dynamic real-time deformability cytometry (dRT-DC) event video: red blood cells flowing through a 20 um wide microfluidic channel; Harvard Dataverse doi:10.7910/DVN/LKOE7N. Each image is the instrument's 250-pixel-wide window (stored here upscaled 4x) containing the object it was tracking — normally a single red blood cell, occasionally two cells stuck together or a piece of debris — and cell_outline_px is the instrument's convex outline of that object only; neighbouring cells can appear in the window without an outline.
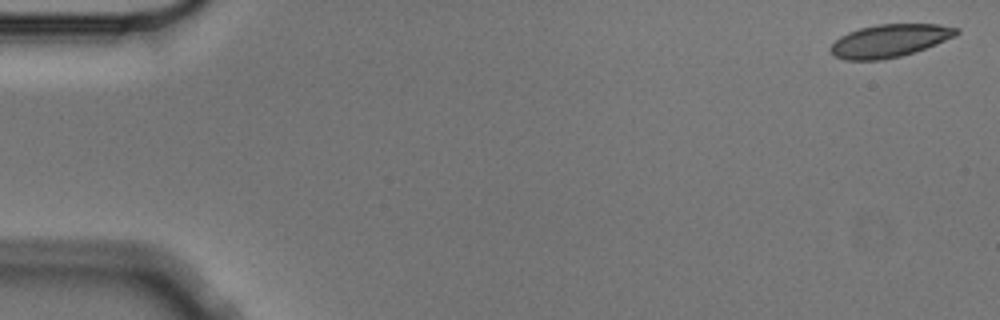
{"species": "Egyptian fruit bat (a non-hibernating species)", "species_latin": "Rousettus aegyptiacus", "temperature_condition": "cold", "stored_images_in_passage": 6, "segment_of_instrument_passage": [2, 2], "camera_frame_rate_fps": 3000, "um_per_image_px": 0.085, "animal": {"sex": "male"}, "frame": {"image": 1, "passage_image": 6, "time_ms": 1.667, "image_size_px": [1000, 320], "cell_outline_px": [[960, 32], [956, 36], [936, 44], [900, 56], [880, 60], [844, 60], [836, 56], [828, 48], [840, 36], [848, 32], [860, 28], [876, 24], [940, 24], [960, 28]], "centroid_in_image_um": [75.63, 3.45], "position_along_channel_um": 9.4, "area_um2": 24.04}}